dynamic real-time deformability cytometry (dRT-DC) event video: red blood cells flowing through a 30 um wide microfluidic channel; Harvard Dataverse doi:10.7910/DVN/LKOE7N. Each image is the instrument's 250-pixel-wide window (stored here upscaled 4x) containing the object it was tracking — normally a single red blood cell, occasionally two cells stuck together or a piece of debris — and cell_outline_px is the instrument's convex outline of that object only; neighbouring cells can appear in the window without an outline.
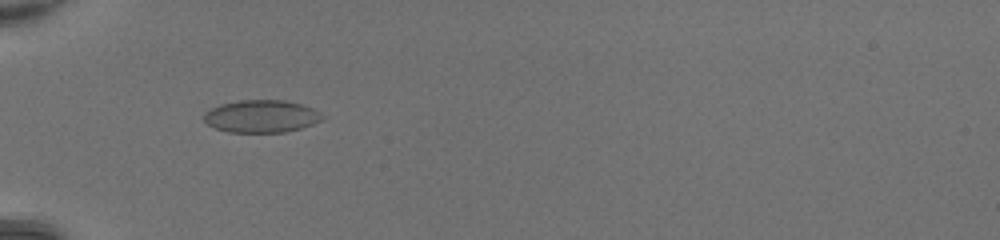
{"species": "common noctule bat (a hibernating species)", "species_latin": "Nyctalus noctula", "temperature_condition": "room temperature", "stored_images_in_passage": 50, "camera_frame_rate_fps": 3000, "um_per_image_px": 0.085, "animal": {"sex": "female", "body_mass_g": 20.0, "forearm_length_mm": 54.0}, "frame": {"image": 1, "passage_image": 19, "time_ms": 6.0, "image_size_px": [1000, 240], "cell_outline_px": [[324, 120], [300, 128], [284, 132], [228, 132], [216, 128], [208, 124], [204, 120], [204, 112], [220, 104], [240, 100], [284, 100], [300, 104], [312, 108], [320, 112], [324, 116]], "centroid_in_image_um": [22.22, 9.88], "position_along_channel_um": 62.8, "area_um2": 22.37}}
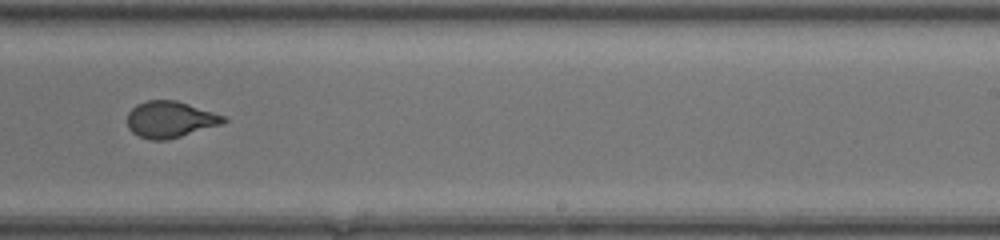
{"frame": {"image": 2, "passage_image": 34, "time_ms": 11.0, "image_size_px": [1000, 240], "cell_outline_px": [[228, 120], [224, 124], [168, 140], [152, 140], [140, 136], [132, 132], [128, 128], [128, 112], [136, 104], [148, 100], [176, 100], [228, 116]], "centroid_in_image_um": [14.52, 10.15], "position_along_channel_um": 274.5, "area_um2": 20.69}}
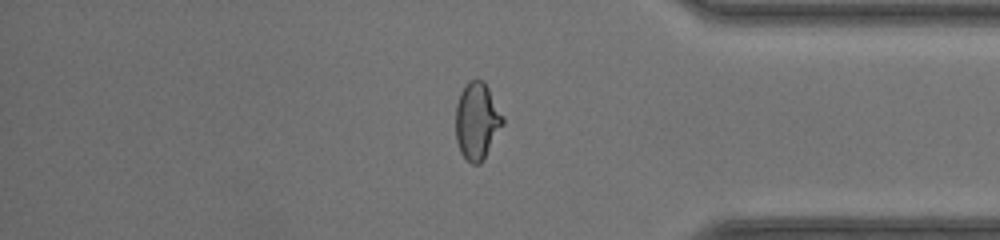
{"frame": {"image": 3, "passage_image": 43, "time_ms": 14.0, "image_size_px": [1000, 240], "cell_outline_px": [[504, 124], [484, 160], [480, 164], [472, 164], [460, 152], [456, 140], [456, 104], [460, 92], [468, 80], [484, 80], [504, 116]], "centroid_in_image_um": [40.56, 10.28], "position_along_channel_um": 394.6, "area_um2": 21.39}}